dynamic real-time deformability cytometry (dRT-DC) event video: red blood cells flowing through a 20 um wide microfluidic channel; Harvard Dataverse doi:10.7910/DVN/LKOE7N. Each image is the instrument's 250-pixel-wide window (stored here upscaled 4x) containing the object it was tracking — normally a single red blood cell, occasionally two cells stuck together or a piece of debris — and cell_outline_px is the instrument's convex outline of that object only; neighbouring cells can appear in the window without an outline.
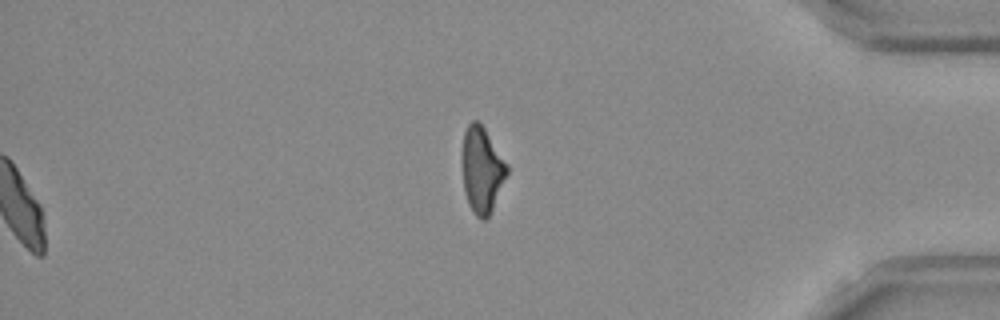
{"species": "Egyptian fruit bat (a non-hibernating species)", "species_latin": "Rousettus aegyptiacus", "temperature_condition": "room temperature", "stored_images_in_passage": 52, "segment_of_instrument_passage": [2, 2], "camera_frame_rate_fps": 3000, "um_per_image_px": 0.085, "frame": {"image": 1, "passage_image": 52, "time_ms": 17.0, "image_size_px": [1000, 320], "cell_outline_px": [[508, 172], [492, 208], [488, 216], [484, 220], [480, 220], [476, 216], [468, 200], [464, 188], [464, 132], [468, 124], [472, 120], [476, 120], [484, 128], [508, 164]], "centroid_in_image_um": [40.99, 14.42], "position_along_channel_um": 394.2, "area_um2": 21.5}}